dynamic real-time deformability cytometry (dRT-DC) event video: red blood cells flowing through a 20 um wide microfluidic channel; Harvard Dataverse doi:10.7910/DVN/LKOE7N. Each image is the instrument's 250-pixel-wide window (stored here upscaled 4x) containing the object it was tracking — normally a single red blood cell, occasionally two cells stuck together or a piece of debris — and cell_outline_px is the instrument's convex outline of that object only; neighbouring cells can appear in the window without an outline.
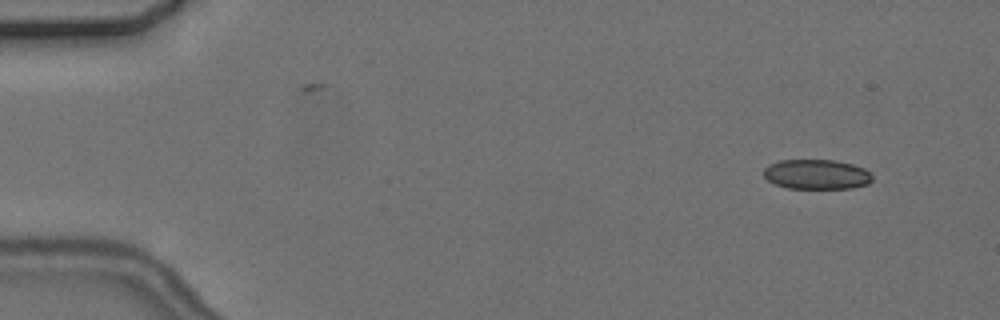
{"species": "common noctule bat (a hibernating species)", "species_latin": "Nyctalus noctula", "temperature_condition": "cold", "stored_images_in_passage": 7, "camera_frame_rate_fps": 3000, "um_per_image_px": 0.085, "animal": {"sex": "female", "body_mass_g": 24.6, "forearm_length_mm": 56.2}, "frame": {"image": 1, "passage_image": 2, "time_ms": 1.0, "image_size_px": [1000, 320], "cell_outline_px": [[872, 180], [868, 184], [852, 188], [788, 188], [776, 184], [768, 180], [764, 176], [764, 168], [768, 164], [780, 160], [832, 160], [852, 164], [864, 168], [872, 176]], "centroid_in_image_um": [69.4, 14.81], "position_along_channel_um": 15.6, "area_um2": 18.79}}
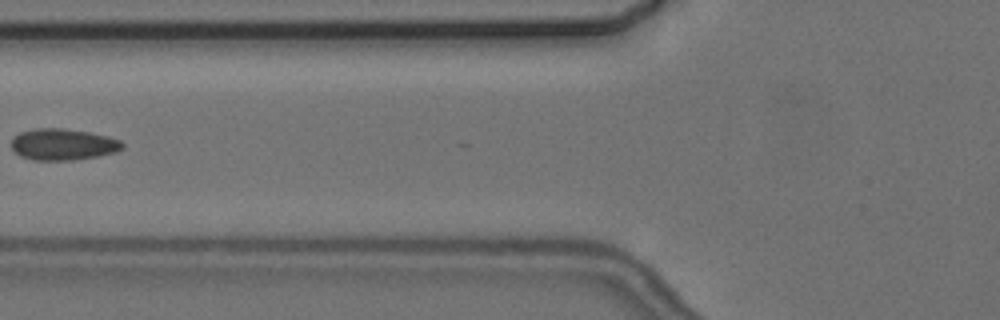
{"frame": {"image": 2, "passage_image": 6, "time_ms": 7.0, "image_size_px": [1000, 320], "cell_outline_px": [[124, 148], [116, 152], [96, 156], [72, 160], [32, 160], [20, 156], [12, 148], [12, 140], [20, 132], [32, 128], [64, 128], [88, 132], [108, 136], [120, 140], [124, 144]], "centroid_in_image_um": [5.36, 12.27], "position_along_channel_um": 120.4, "area_um2": 20.35}}
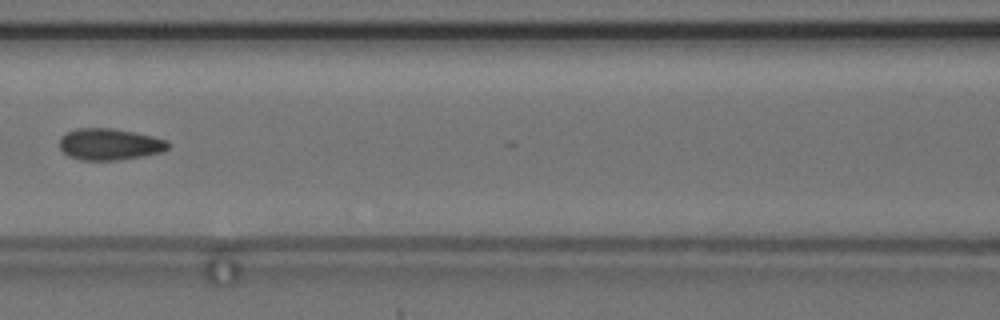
{"frame": {"image": 3, "passage_image": 7, "time_ms": 8.0, "image_size_px": [1000, 320], "cell_outline_px": [[168, 148], [160, 152], [144, 156], [116, 160], [80, 160], [68, 156], [60, 148], [60, 136], [76, 128], [112, 128], [152, 136], [168, 140]], "centroid_in_image_um": [9.29, 12.26], "position_along_channel_um": 157.3, "area_um2": 19.88}}